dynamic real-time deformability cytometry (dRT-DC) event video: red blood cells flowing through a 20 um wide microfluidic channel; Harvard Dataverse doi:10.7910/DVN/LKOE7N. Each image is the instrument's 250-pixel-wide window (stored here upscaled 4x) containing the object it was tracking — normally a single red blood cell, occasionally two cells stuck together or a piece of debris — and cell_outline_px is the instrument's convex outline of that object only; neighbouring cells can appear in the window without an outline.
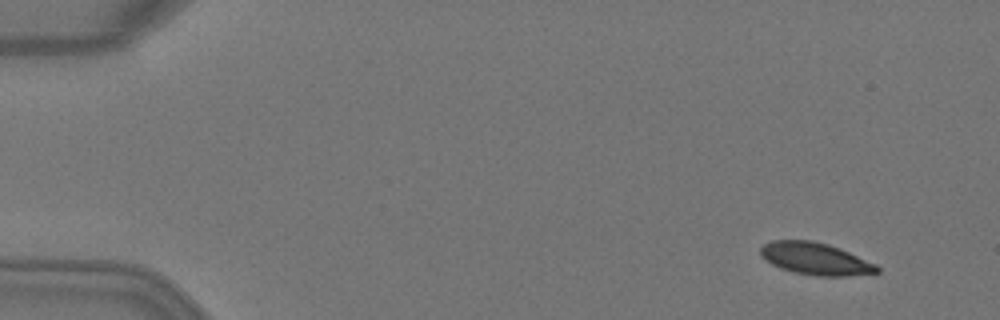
{"species": "Egyptian fruit bat (a non-hibernating species)", "species_latin": "Rousettus aegyptiacus", "temperature_condition": "warm", "stored_images_in_passage": 6, "camera_frame_rate_fps": 3000, "um_per_image_px": 0.085, "animal": {"sex": "female"}, "frame": {"image": 1, "passage_image": 2, "time_ms": 0.333, "image_size_px": [1000, 320], "cell_outline_px": [[880, 272], [848, 276], [816, 276], [796, 272], [780, 268], [772, 264], [760, 256], [760, 248], [764, 244], [772, 240], [812, 240], [828, 244], [840, 248], [876, 264], [880, 268]], "centroid_in_image_um": [69.31, 21.99], "position_along_channel_um": 15.7, "area_um2": 21.85}}
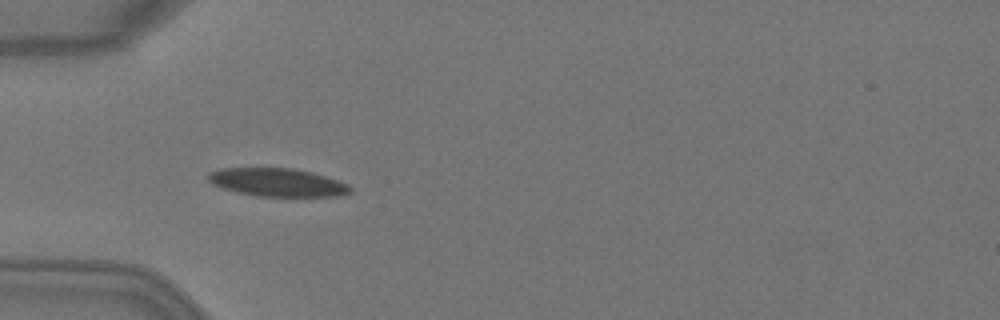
{"frame": {"image": 2, "passage_image": 5, "time_ms": 1.333, "image_size_px": [1000, 320], "cell_outline_px": [[352, 192], [340, 196], [256, 196], [220, 188], [212, 184], [208, 180], [208, 172], [220, 168], [292, 168], [312, 172], [348, 184], [352, 188]], "centroid_in_image_um": [23.55, 15.5], "position_along_channel_um": 61.4, "area_um2": 23.35}}
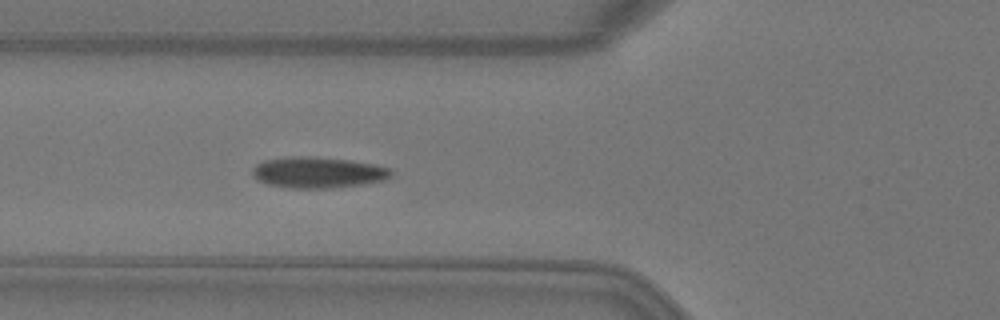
{"frame": {"image": 3, "passage_image": 6, "time_ms": 1.667, "image_size_px": [1000, 320], "cell_outline_px": [[392, 176], [384, 180], [364, 184], [332, 188], [292, 188], [268, 184], [252, 176], [252, 168], [256, 164], [264, 160], [288, 156], [308, 156], [348, 160], [376, 164], [392, 168]], "centroid_in_image_um": [27.05, 14.65], "position_along_channel_um": 98.8, "area_um2": 25.26}}